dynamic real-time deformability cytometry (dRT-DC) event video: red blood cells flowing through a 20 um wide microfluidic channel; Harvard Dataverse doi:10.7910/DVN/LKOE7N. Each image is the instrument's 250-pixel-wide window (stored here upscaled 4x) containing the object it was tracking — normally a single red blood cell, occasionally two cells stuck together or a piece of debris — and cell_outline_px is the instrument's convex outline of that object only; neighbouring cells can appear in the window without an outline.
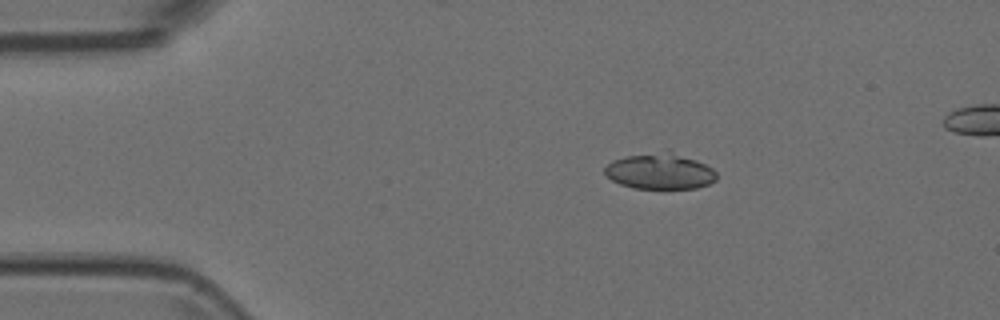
{"species": "Egyptian fruit bat (a non-hibernating species)", "species_latin": "Rousettus aegyptiacus", "temperature_condition": "room temperature", "stored_images_in_passage": 44, "camera_frame_rate_fps": 3000, "um_per_image_px": 0.085, "animal": {"sex": "female"}, "frame": {"image": 1, "passage_image": 1, "time_ms": 0.0, "image_size_px": [1000, 320], "cell_outline_px": [[716, 180], [708, 184], [696, 188], [636, 188], [620, 184], [612, 180], [604, 172], [604, 168], [612, 160], [624, 156], [676, 156], [696, 160], [712, 168], [716, 172]], "centroid_in_image_um": [56.08, 14.64], "position_along_channel_um": 28.9, "area_um2": 21.85}}
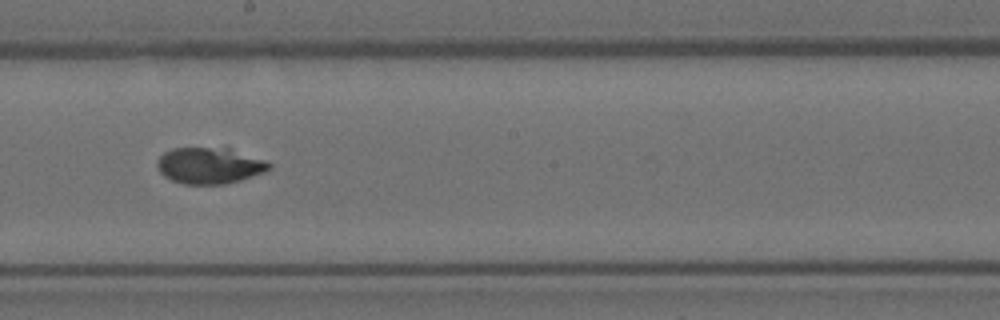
{"frame": {"image": 2, "passage_image": 21, "time_ms": 6.667, "image_size_px": [1000, 320], "cell_outline_px": [[272, 168], [264, 172], [240, 180], [224, 184], [184, 184], [172, 180], [164, 176], [160, 172], [156, 164], [160, 156], [164, 152], [172, 148], [224, 144], [264, 160], [272, 164]], "centroid_in_image_um": [17.82, 14.01], "position_along_channel_um": 230.4, "area_um2": 24.62}}
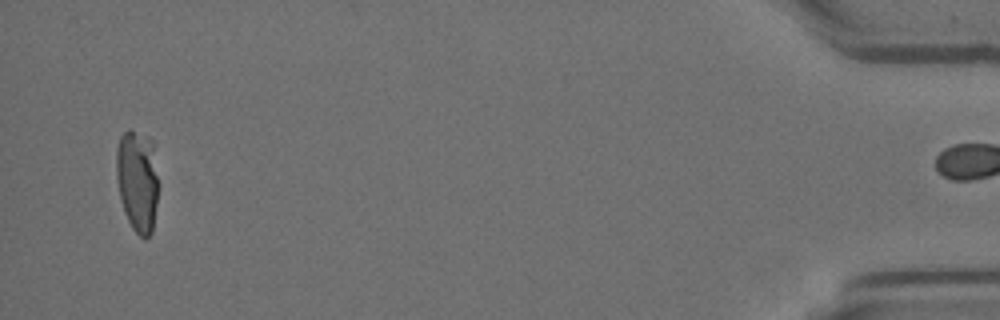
{"frame": {"image": 3, "passage_image": 43, "time_ms": 14.0, "image_size_px": [1000, 320], "cell_outline_px": [[156, 204], [152, 232], [144, 240], [132, 228], [124, 212], [120, 196], [116, 176], [116, 148], [120, 136], [128, 128], [148, 136], [152, 140], [156, 176]], "centroid_in_image_um": [11.65, 15.33], "position_along_channel_um": 423.6, "area_um2": 24.85}}